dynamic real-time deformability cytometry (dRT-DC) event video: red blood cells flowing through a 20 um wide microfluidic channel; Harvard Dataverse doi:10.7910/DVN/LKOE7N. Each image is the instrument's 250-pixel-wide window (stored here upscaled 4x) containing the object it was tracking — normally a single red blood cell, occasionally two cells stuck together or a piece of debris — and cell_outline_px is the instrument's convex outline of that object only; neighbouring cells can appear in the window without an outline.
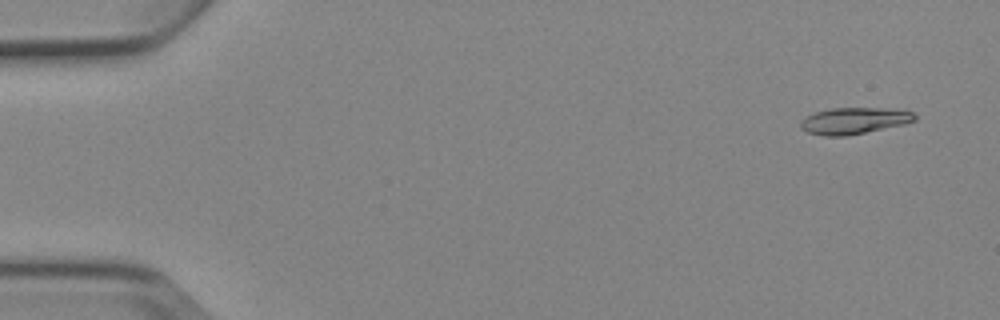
{"species": "Egyptian fruit bat (a non-hibernating species)", "species_latin": "Rousettus aegyptiacus", "temperature_condition": "cold", "stored_images_in_passage": 5, "camera_frame_rate_fps": 3000, "um_per_image_px": 0.085, "animal": {"sex": "female"}, "frame": {"image": 1, "passage_image": 1, "time_ms": 0.0, "image_size_px": [1000, 320], "cell_outline_px": [[916, 120], [904, 124], [848, 136], [824, 136], [808, 132], [800, 128], [800, 120], [804, 116], [816, 112], [832, 108], [880, 108], [912, 112], [916, 116]], "centroid_in_image_um": [72.54, 10.27], "position_along_channel_um": 12.5, "area_um2": 17.57}}